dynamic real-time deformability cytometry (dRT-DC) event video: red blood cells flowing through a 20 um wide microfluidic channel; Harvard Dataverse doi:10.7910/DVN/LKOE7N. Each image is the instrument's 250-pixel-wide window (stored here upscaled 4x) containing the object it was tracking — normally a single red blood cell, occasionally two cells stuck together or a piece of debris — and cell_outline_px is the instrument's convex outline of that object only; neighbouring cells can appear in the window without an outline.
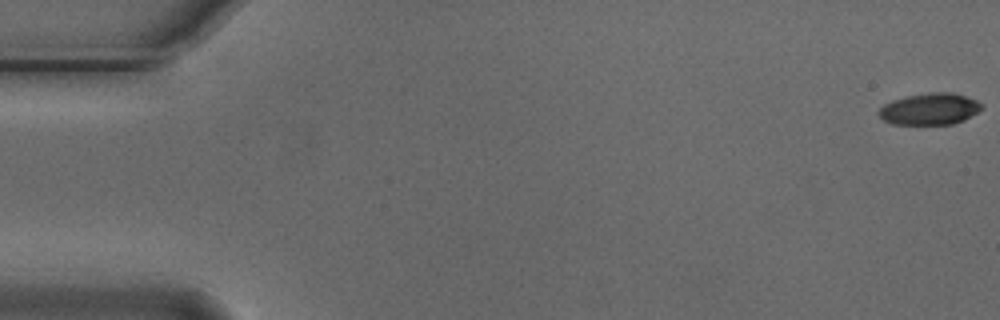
{"species": "Egyptian fruit bat (a non-hibernating species)", "species_latin": "Rousettus aegyptiacus", "temperature_condition": "cold", "stored_images_in_passage": 56, "camera_frame_rate_fps": 3000, "um_per_image_px": 0.085, "animal": {"sex": "male"}, "frame": {"image": 1, "passage_image": 1, "time_ms": 0.0, "image_size_px": [1000, 320], "cell_outline_px": [[984, 108], [964, 120], [952, 124], [892, 124], [884, 120], [876, 112], [884, 104], [892, 100], [908, 96], [928, 92], [952, 92], [976, 100], [984, 104]], "centroid_in_image_um": [79.04, 9.26], "position_along_channel_um": 6.0, "area_um2": 19.02}}
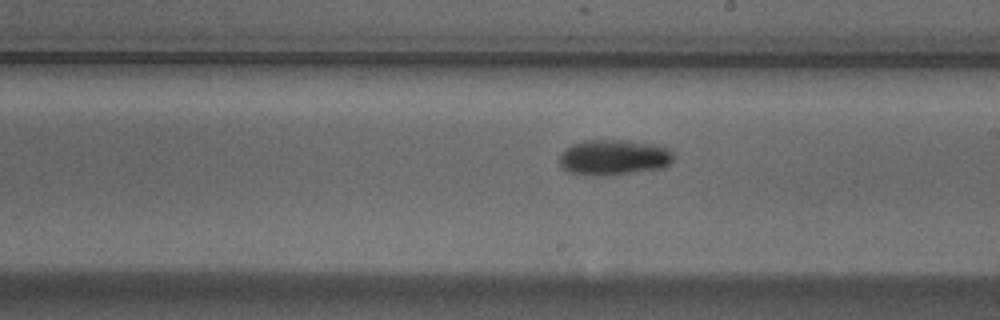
{"frame": {"image": 2, "passage_image": 32, "time_ms": 10.333, "image_size_px": [1000, 320], "cell_outline_px": [[676, 156], [664, 168], [632, 172], [572, 172], [564, 168], [560, 164], [560, 152], [564, 148], [572, 144], [584, 140], [628, 140], [652, 144], [672, 148]], "centroid_in_image_um": [52.26, 13.3], "position_along_channel_um": 236.7, "area_um2": 22.83}}
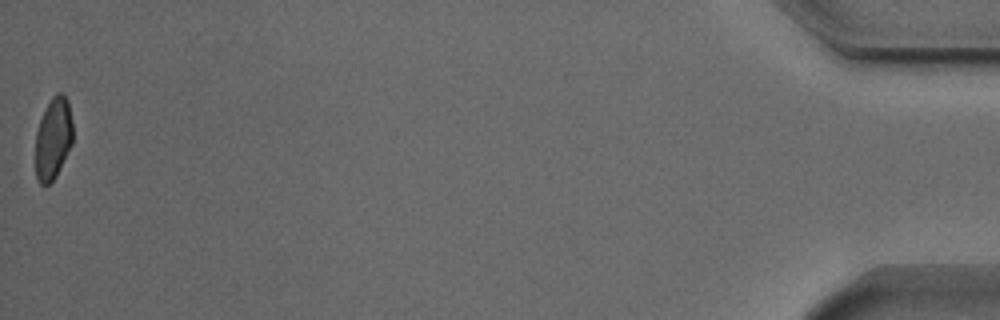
{"frame": {"image": 3, "passage_image": 56, "time_ms": 18.333, "image_size_px": [1000, 320], "cell_outline_px": [[72, 144], [56, 176], [48, 184], [40, 184], [36, 180], [36, 132], [44, 108], [52, 96], [56, 92], [60, 92], [68, 100], [72, 120]], "centroid_in_image_um": [4.52, 11.74], "position_along_channel_um": 430.7, "area_um2": 17.86}, "authors_computed_cell_mechanics": {"area_um2": 20.5768, "velocity_mm_per_s": 3.7027, "shape_relaxation_time_tau1_ms": 4.1158, "shape_relaxation_time_tau2_ms": null, "deformation_change_tau1": 0.1105, "deformation_change_tau2": null}}